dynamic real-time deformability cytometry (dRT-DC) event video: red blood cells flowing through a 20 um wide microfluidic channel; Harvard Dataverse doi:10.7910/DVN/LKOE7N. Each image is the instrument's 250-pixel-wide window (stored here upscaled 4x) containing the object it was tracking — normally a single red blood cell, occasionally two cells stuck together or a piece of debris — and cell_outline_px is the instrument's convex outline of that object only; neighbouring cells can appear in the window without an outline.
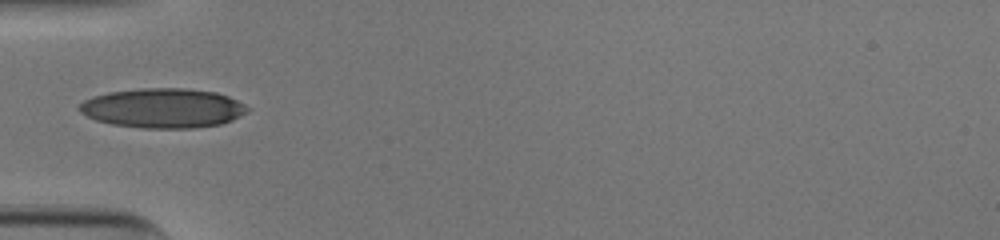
{"species": "human", "species_latin": "Homo sapiens", "temperature_condition": "cold", "stored_images_in_passage": 35, "camera_frame_rate_fps": 3000, "um_per_image_px": 0.085, "donor": {"sex": "male"}, "frame": {"image": 1, "passage_image": 1, "time_ms": 0.0, "image_size_px": [1000, 240], "cell_outline_px": [[252, 108], [248, 112], [232, 120], [220, 124], [192, 128], [140, 128], [112, 124], [96, 120], [80, 112], [80, 104], [84, 100], [92, 96], [108, 92], [140, 88], [184, 88], [216, 92], [228, 96]], "centroid_in_image_um": [13.87, 9.19], "position_along_channel_um": 71.1, "area_um2": 38.84}}
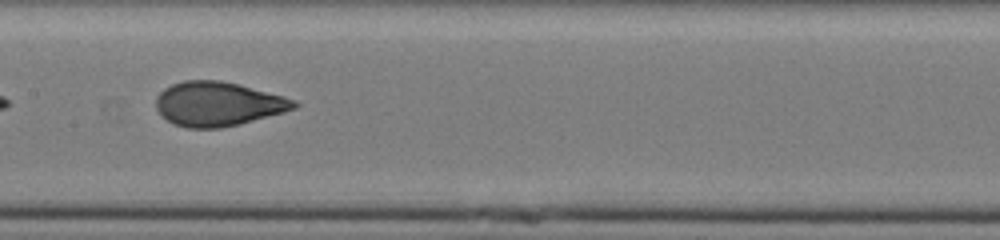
{"frame": {"image": 2, "passage_image": 10, "time_ms": 3.0, "image_size_px": [1000, 240], "cell_outline_px": [[300, 104], [296, 108], [284, 112], [240, 124], [220, 128], [188, 128], [172, 124], [156, 108], [156, 96], [164, 88], [172, 84], [184, 80], [220, 80], [240, 84], [296, 100]], "centroid_in_image_um": [18.53, 8.83], "position_along_channel_um": 188.9, "area_um2": 35.66}}
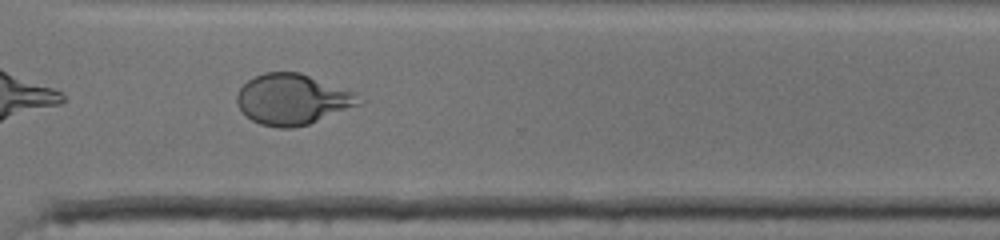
{"frame": {"image": 3, "passage_image": 22, "time_ms": 7.0, "image_size_px": [1000, 240], "cell_outline_px": [[364, 104], [308, 124], [292, 128], [276, 128], [260, 124], [252, 120], [236, 104], [236, 96], [240, 88], [248, 80], [264, 72], [300, 72], [356, 92], [364, 100]], "centroid_in_image_um": [24.91, 8.45], "position_along_channel_um": 345.7, "area_um2": 36.3}, "authors_computed_cell_mechanics": {"area_um2": 36.4718, "velocity_mm_per_s": 3.9214, "shape_relaxation_time_tau1_ms": 4.3141, "shape_relaxation_time_tau2_ms": null, "deformation_change_tau1": 0.1846, "deformation_change_tau2": null}}